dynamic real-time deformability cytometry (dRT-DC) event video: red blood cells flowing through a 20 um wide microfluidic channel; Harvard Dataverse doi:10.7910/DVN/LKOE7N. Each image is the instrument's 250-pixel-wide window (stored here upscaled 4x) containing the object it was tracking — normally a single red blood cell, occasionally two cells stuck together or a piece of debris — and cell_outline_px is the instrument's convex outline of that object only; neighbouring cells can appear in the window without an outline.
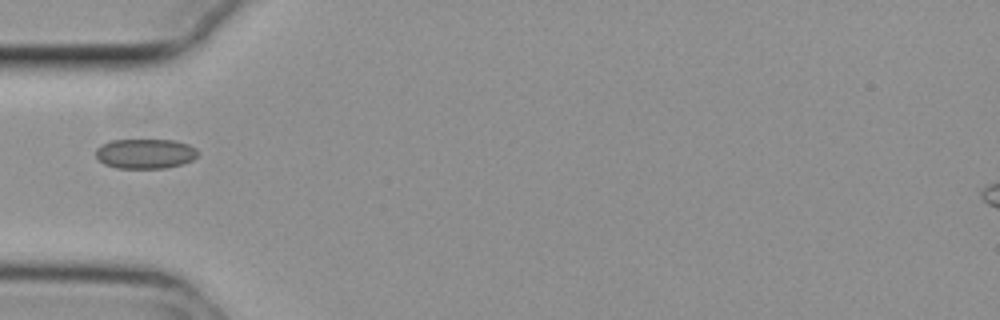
{"species": "common noctule bat (a hibernating species)", "species_latin": "Nyctalus noctula", "temperature_condition": "cold", "stored_images_in_passage": 3, "camera_frame_rate_fps": 3000, "um_per_image_px": 0.085, "animal": {"sex": "female", "body_mass_g": 29.2, "forearm_length_mm": 56.3}, "frame": {"image": 1, "passage_image": 1, "time_ms": 0.0, "image_size_px": [1000, 320], "cell_outline_px": [[200, 152], [192, 160], [184, 164], [164, 168], [116, 168], [104, 164], [96, 156], [96, 148], [100, 144], [116, 136], [120, 136], [176, 140], [188, 144], [196, 148]], "centroid_in_image_um": [12.29, 12.98], "position_along_channel_um": 72.7, "area_um2": 19.02}}